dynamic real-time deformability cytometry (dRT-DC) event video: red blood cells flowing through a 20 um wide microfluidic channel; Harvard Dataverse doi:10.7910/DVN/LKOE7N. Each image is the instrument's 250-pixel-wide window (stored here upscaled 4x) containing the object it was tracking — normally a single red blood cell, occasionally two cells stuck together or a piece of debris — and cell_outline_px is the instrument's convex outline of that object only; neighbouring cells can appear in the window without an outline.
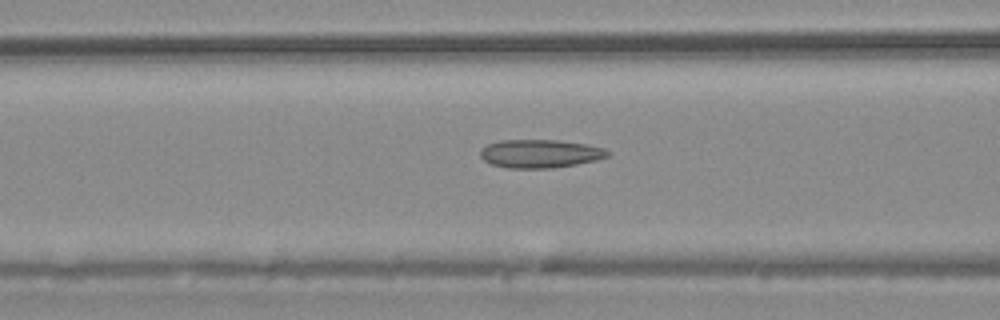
{"species": "common noctule bat (a hibernating species)", "species_latin": "Nyctalus noctula", "temperature_condition": "warm", "stored_images_in_passage": 53, "camera_frame_rate_fps": 3000, "um_per_image_px": 0.085, "animal": {"sex": "male", "body_mass_g": 20.4}, "frame": {"image": 1, "passage_image": 20, "time_ms": 6.333, "image_size_px": [1000, 320], "cell_outline_px": [[612, 152], [608, 156], [596, 160], [576, 164], [552, 168], [508, 168], [492, 164], [484, 160], [480, 156], [480, 148], [488, 144], [500, 140], [556, 140], [584, 144], [604, 148]], "centroid_in_image_um": [45.89, 13.06], "position_along_channel_um": 120.7, "area_um2": 20.98}}
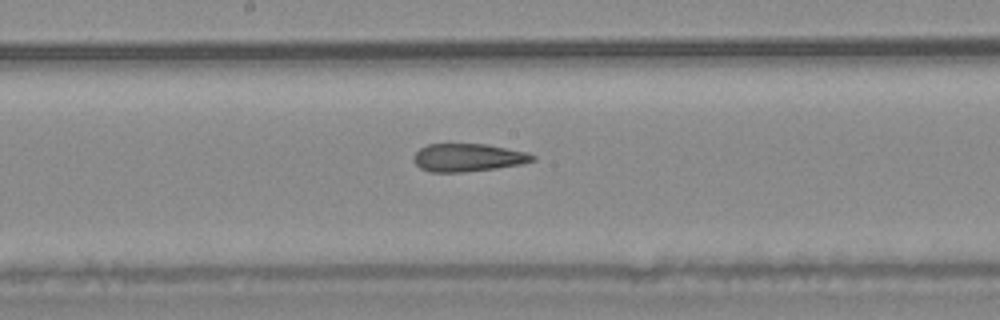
{"frame": {"image": 2, "passage_image": 27, "time_ms": 8.667, "image_size_px": [1000, 320], "cell_outline_px": [[536, 160], [520, 164], [496, 168], [464, 172], [428, 172], [420, 168], [416, 164], [412, 156], [420, 148], [428, 144], [488, 144], [528, 152], [536, 156]], "centroid_in_image_um": [39.78, 13.39], "position_along_channel_um": 208.4, "area_um2": 19.48}}
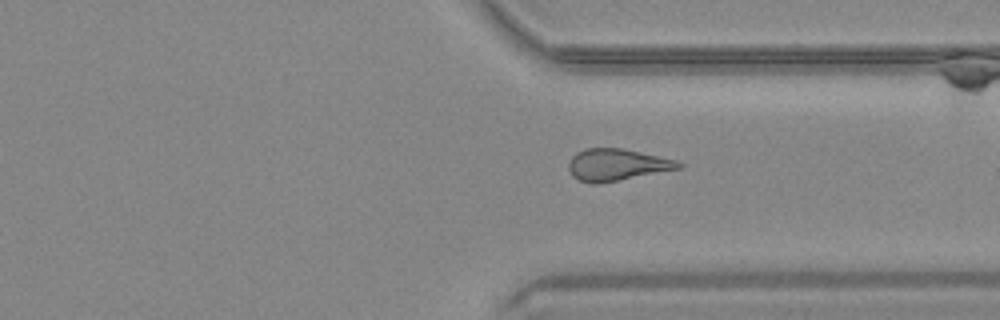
{"frame": {"image": 3, "passage_image": 39, "time_ms": 12.667, "image_size_px": [1000, 320], "cell_outline_px": [[684, 164], [680, 168], [596, 184], [592, 184], [580, 180], [572, 176], [568, 168], [568, 164], [572, 156], [576, 152], [584, 148], [624, 148], [676, 160]], "centroid_in_image_um": [52.39, 13.99], "position_along_channel_um": 359.0, "area_um2": 20.23}}